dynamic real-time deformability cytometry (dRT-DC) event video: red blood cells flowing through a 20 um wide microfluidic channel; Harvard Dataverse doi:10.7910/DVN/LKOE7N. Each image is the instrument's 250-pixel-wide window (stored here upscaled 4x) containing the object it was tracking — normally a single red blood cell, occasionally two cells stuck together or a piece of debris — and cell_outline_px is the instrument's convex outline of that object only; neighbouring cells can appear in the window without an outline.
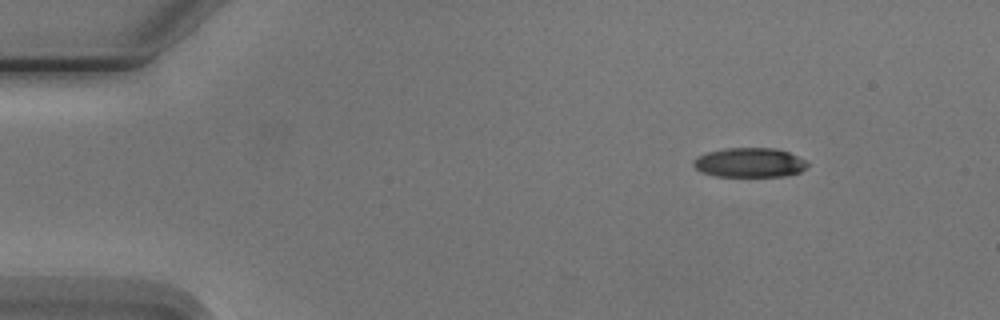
{"species": "Egyptian fruit bat (a non-hibernating species)", "species_latin": "Rousettus aegyptiacus", "temperature_condition": "cold", "stored_images_in_passage": 5, "camera_frame_rate_fps": 3000, "um_per_image_px": 0.085, "animal": {"sex": "male"}, "frame": {"image": 1, "passage_image": 1, "time_ms": 0.0, "image_size_px": [1000, 320], "cell_outline_px": [[808, 168], [800, 172], [784, 176], [716, 176], [700, 172], [692, 164], [692, 160], [696, 156], [708, 152], [724, 148], [776, 148], [788, 152], [804, 160], [808, 164]], "centroid_in_image_um": [63.68, 13.82], "position_along_channel_um": 21.3, "area_um2": 19.65}}
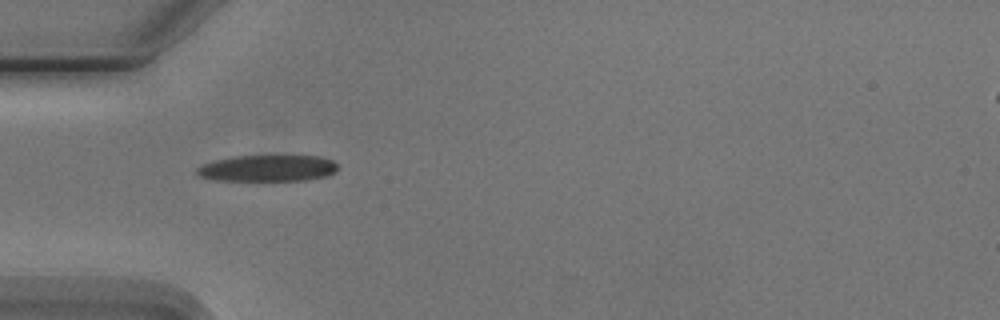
{"frame": {"image": 2, "passage_image": 4, "time_ms": 3.333, "image_size_px": [1000, 320], "cell_outline_px": [[336, 172], [328, 176], [304, 180], [212, 180], [200, 176], [196, 172], [196, 168], [204, 164], [216, 160], [236, 156], [320, 156], [332, 160], [336, 164]], "centroid_in_image_um": [22.76, 14.3], "position_along_channel_um": 62.2, "area_um2": 21.5}}
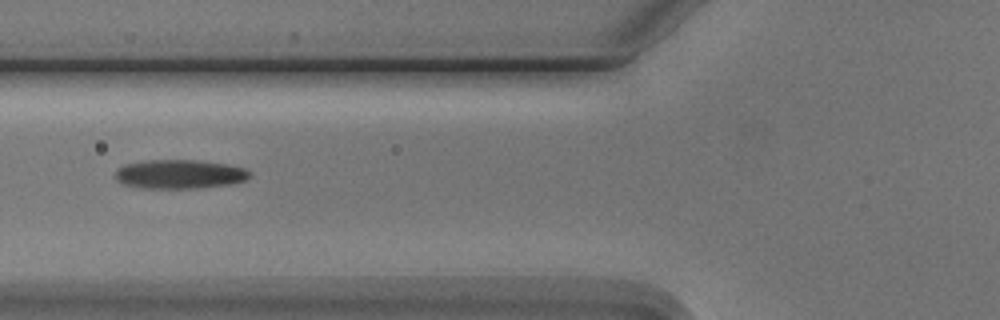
{"frame": {"image": 3, "passage_image": 5, "time_ms": 4.667, "image_size_px": [1000, 320], "cell_outline_px": [[252, 176], [248, 180], [232, 184], [200, 188], [140, 188], [124, 184], [116, 180], [112, 176], [116, 168], [124, 164], [144, 160], [196, 160], [228, 164], [244, 168], [252, 172]], "centroid_in_image_um": [15.26, 14.8], "position_along_channel_um": 110.5, "area_um2": 23.29}}